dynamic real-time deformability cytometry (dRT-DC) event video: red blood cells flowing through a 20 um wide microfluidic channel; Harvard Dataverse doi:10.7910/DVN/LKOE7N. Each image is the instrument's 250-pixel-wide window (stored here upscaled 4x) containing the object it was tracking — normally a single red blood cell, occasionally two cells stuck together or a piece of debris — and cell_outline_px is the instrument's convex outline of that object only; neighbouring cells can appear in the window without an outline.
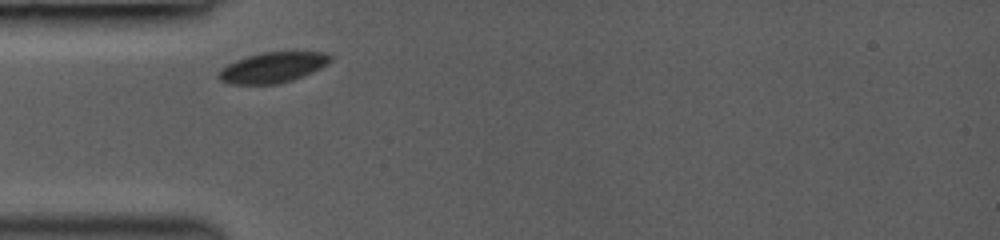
{"species": "common noctule bat (a hibernating species)", "species_latin": "Nyctalus noctula", "temperature_condition": "room temperature", "stored_images_in_passage": 9, "camera_frame_rate_fps": 3000, "um_per_image_px": 0.085, "animal": {"sex": "female", "body_mass_g": 19.0, "forearm_length_mm": 53.3}, "frame": {"image": 1, "passage_image": 1, "time_ms": 0.0, "image_size_px": [1000, 240], "cell_outline_px": [[332, 60], [328, 64], [312, 72], [292, 80], [276, 84], [228, 84], [220, 80], [216, 76], [216, 72], [220, 68], [236, 60], [260, 52], [328, 52], [332, 56]], "centroid_in_image_um": [23.16, 5.73], "position_along_channel_um": 61.8, "area_um2": 20.0}}
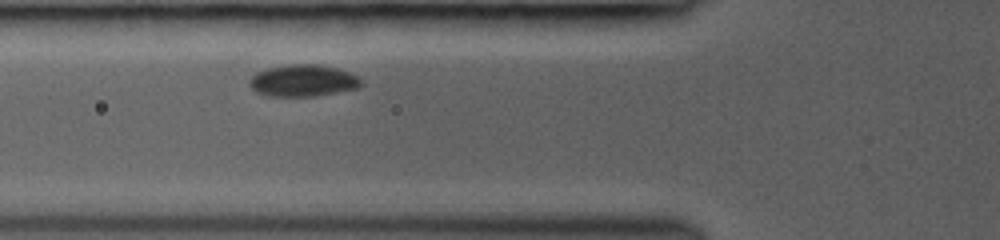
{"frame": {"image": 2, "passage_image": 5, "time_ms": 1.0, "image_size_px": [1000, 240], "cell_outline_px": [[364, 84], [356, 88], [316, 96], [268, 96], [256, 92], [248, 84], [248, 80], [256, 72], [268, 68], [292, 64], [316, 64], [336, 68], [348, 72], [364, 80]], "centroid_in_image_um": [25.74, 6.86], "position_along_channel_um": 100.1, "area_um2": 20.69}}
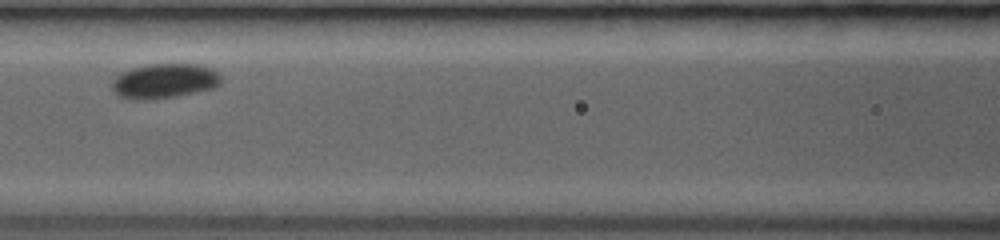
{"frame": {"image": 3, "passage_image": 8, "time_ms": 2.333, "image_size_px": [1000, 240], "cell_outline_px": [[220, 84], [212, 88], [152, 100], [132, 100], [116, 96], [112, 92], [112, 80], [120, 72], [132, 68], [152, 64], [196, 64], [212, 68], [220, 76]], "centroid_in_image_um": [13.89, 6.89], "position_along_channel_um": 152.7, "area_um2": 22.08}}